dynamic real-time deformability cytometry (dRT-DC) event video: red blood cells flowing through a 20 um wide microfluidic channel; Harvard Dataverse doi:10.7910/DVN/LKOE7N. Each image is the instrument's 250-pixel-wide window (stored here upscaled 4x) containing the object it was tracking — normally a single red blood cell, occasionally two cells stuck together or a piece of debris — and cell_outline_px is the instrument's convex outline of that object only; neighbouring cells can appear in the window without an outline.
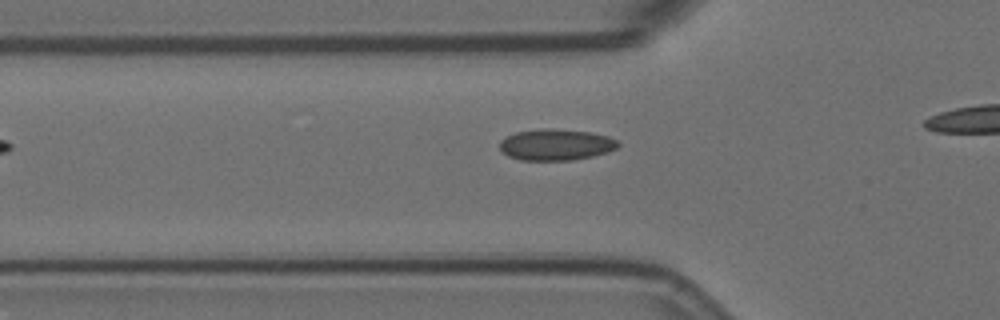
{"species": "Egyptian fruit bat (a non-hibernating species)", "species_latin": "Rousettus aegyptiacus", "temperature_condition": "room temperature", "stored_images_in_passage": 9, "camera_frame_rate_fps": 3000, "um_per_image_px": 0.085, "animal": {"sex": "female"}, "frame": {"image": 1, "passage_image": 3, "time_ms": 0.667, "image_size_px": [1000, 320], "cell_outline_px": [[620, 144], [616, 148], [608, 152], [592, 156], [572, 160], [520, 160], [508, 156], [500, 148], [500, 140], [516, 132], [540, 128], [552, 128], [592, 132], [608, 136], [616, 140]], "centroid_in_image_um": [47.26, 12.29], "position_along_channel_um": 78.5, "area_um2": 21.62}}
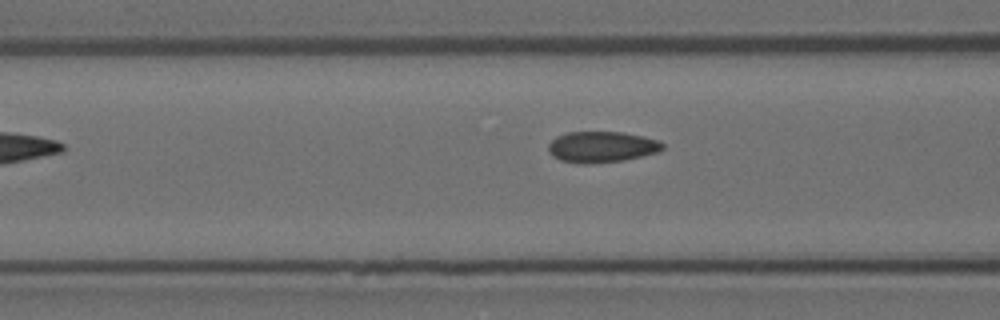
{"frame": {"image": 2, "passage_image": 6, "time_ms": 1.667, "image_size_px": [1000, 320], "cell_outline_px": [[664, 148], [660, 152], [624, 160], [588, 164], [580, 164], [560, 160], [552, 156], [548, 152], [548, 144], [556, 136], [568, 132], [624, 132], [644, 136], [660, 140], [664, 144]], "centroid_in_image_um": [51.16, 12.49], "position_along_channel_um": 115.4, "area_um2": 20.98}}